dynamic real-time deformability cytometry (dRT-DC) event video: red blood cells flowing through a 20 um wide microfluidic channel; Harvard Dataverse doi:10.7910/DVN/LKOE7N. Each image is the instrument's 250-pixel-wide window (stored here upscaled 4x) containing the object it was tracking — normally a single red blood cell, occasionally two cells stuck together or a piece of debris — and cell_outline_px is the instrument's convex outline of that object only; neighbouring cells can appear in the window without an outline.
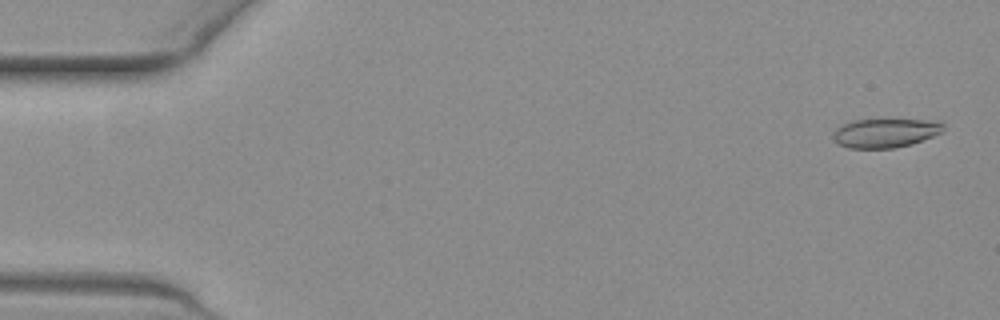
{"species": "common noctule bat (a hibernating species)", "species_latin": "Nyctalus noctula", "temperature_condition": "warm", "stored_images_in_passage": 54, "camera_frame_rate_fps": 3000, "um_per_image_px": 0.085, "animal": {"sex": "female", "body_mass_g": 19.3, "forearm_length_mm": 54.1}, "frame": {"image": 1, "passage_image": 2, "time_ms": 0.333, "image_size_px": [1000, 320], "cell_outline_px": [[944, 128], [940, 132], [932, 136], [912, 144], [896, 148], [848, 148], [840, 144], [832, 136], [832, 132], [836, 128], [852, 120], [940, 120], [944, 124]], "centroid_in_image_um": [75.26, 11.3], "position_along_channel_um": 9.7, "area_um2": 18.55}}
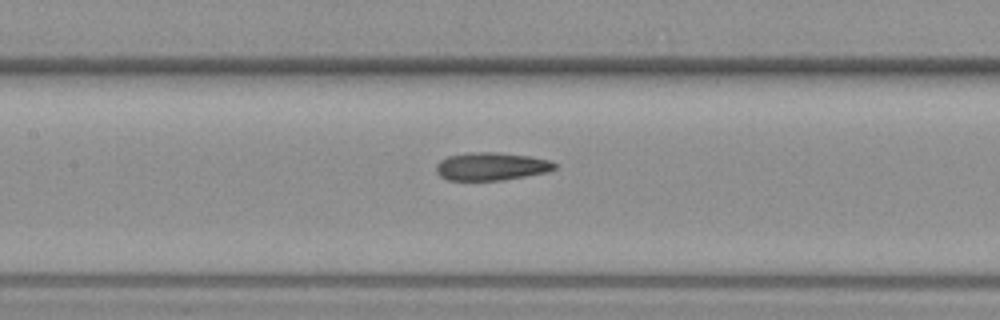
{"frame": {"image": 2, "passage_image": 25, "time_ms": 8.0, "image_size_px": [1000, 320], "cell_outline_px": [[556, 168], [548, 172], [504, 180], [448, 180], [440, 176], [436, 172], [436, 164], [440, 160], [448, 156], [468, 152], [496, 152], [528, 156], [552, 160], [556, 164]], "centroid_in_image_um": [41.76, 14.14], "position_along_channel_um": 165.6, "area_um2": 19.42}}
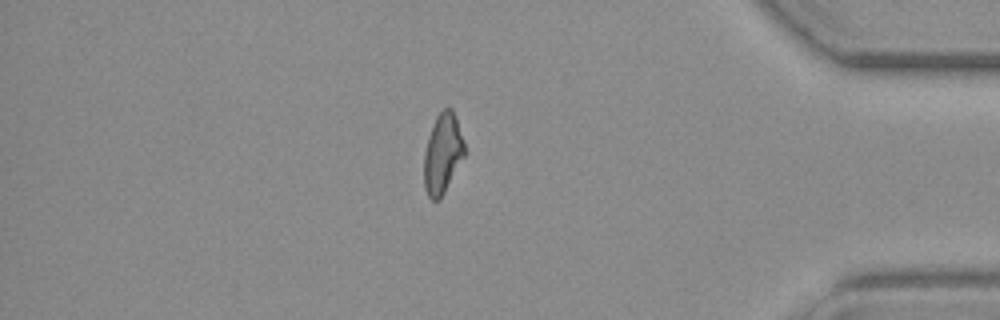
{"frame": {"image": 3, "passage_image": 46, "time_ms": 15.0, "image_size_px": [1000, 320], "cell_outline_px": [[464, 156], [440, 200], [432, 200], [428, 196], [424, 188], [424, 152], [428, 136], [436, 116], [444, 108], [452, 108], [456, 116], [464, 144]], "centroid_in_image_um": [37.6, 13.05], "position_along_channel_um": 397.6, "area_um2": 18.79}, "authors_computed_cell_mechanics": {"area_um2": 19.3052, "velocity_mm_per_s": 3.8307, "shape_relaxation_time_tau1_ms": 9.2885, "shape_relaxation_time_tau2_ms": 2.7545, "deformation_change_tau1": 0.2396, "deformation_change_tau2": 0.1219}}